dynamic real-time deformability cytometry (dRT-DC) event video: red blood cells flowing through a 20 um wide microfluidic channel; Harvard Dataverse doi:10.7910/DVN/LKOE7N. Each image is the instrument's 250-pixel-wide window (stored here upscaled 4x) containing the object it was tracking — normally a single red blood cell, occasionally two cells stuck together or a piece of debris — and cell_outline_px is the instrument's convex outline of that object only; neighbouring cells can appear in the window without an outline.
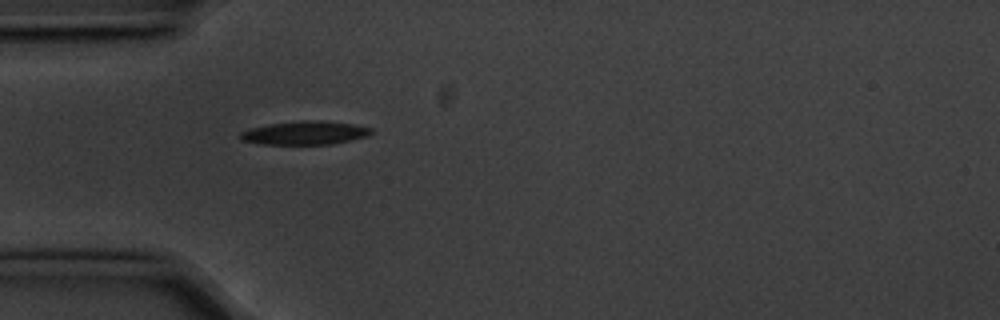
{"species": "common noctule bat (a hibernating species)", "species_latin": "Nyctalus noctula", "temperature_condition": "cold", "stored_images_in_passage": 40, "camera_frame_rate_fps": 3000, "um_per_image_px": 0.085, "animal": {"sex": "male", "body_mass_g": 20.1, "forearm_length_mm": 53.5}, "frame": {"image": 1, "passage_image": 1, "time_ms": 0.0, "image_size_px": [1000, 320], "cell_outline_px": [[372, 132], [368, 136], [332, 144], [260, 144], [244, 140], [240, 136], [240, 132], [252, 128], [272, 124], [300, 120], [324, 120], [352, 124], [372, 128]], "centroid_in_image_um": [25.97, 11.29], "position_along_channel_um": 59.0, "area_um2": 17.74}}
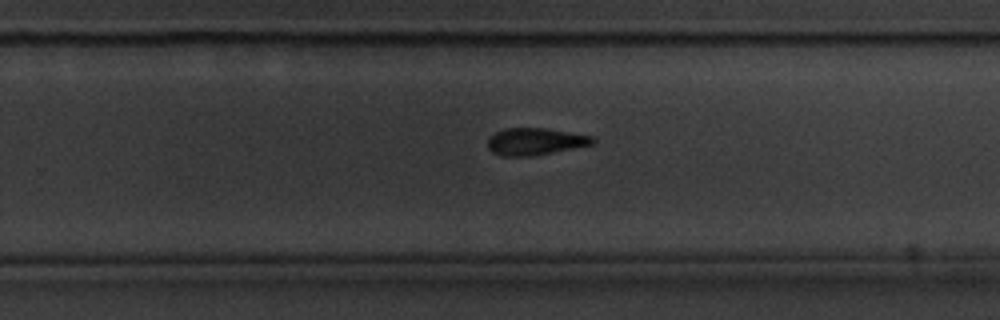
{"frame": {"image": 2, "passage_image": 20, "time_ms": 6.333, "image_size_px": [1000, 320], "cell_outline_px": [[596, 140], [592, 144], [536, 156], [500, 156], [492, 152], [488, 148], [488, 136], [504, 128], [548, 128], [592, 136]], "centroid_in_image_um": [45.46, 12.03], "position_along_channel_um": 284.3, "area_um2": 16.7}}
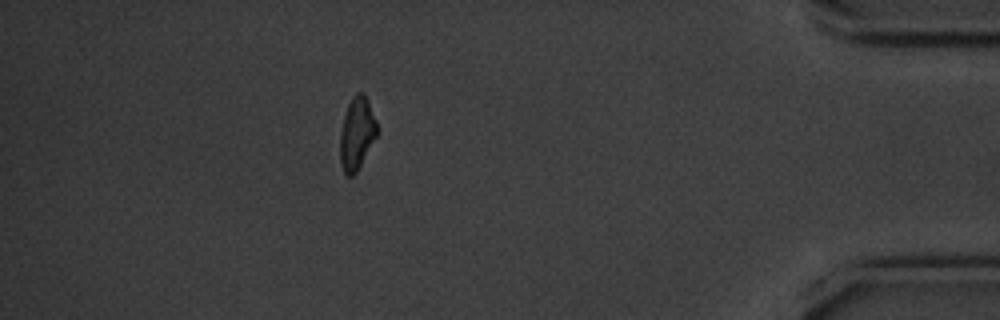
{"frame": {"image": 3, "passage_image": 34, "time_ms": 11.0, "image_size_px": [1000, 320], "cell_outline_px": [[380, 132], [356, 172], [352, 176], [348, 176], [344, 172], [340, 164], [340, 132], [344, 116], [348, 104], [352, 96], [356, 92], [364, 92], [380, 128]], "centroid_in_image_um": [30.36, 11.32], "position_along_channel_um": 404.8, "area_um2": 15.95}, "authors_computed_cell_mechanics": {"area_um2": 16.9354, "velocity_mm_per_s": 3.5923, "shape_relaxation_time_tau1_ms": 2.9459, "shape_relaxation_time_tau2_ms": null, "deformation_change_tau1": 0.1463, "deformation_change_tau2": null}}